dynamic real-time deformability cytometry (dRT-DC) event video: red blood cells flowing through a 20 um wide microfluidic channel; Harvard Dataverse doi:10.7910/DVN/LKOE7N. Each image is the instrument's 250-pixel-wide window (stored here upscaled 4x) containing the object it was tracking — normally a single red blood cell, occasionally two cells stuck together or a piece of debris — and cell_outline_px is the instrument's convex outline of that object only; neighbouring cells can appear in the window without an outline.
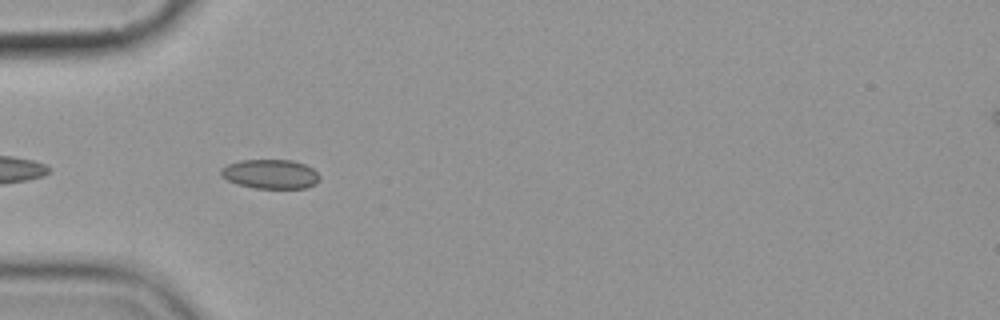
{"species": "common noctule bat (a hibernating species)", "species_latin": "Nyctalus noctula", "temperature_condition": "cold", "stored_images_in_passage": 3, "camera_frame_rate_fps": 3000, "um_per_image_px": 0.085, "animal": {"sex": "female", "body_mass_g": 19.9}, "frame": {"image": 1, "passage_image": 2, "time_ms": 1.333, "image_size_px": [1000, 320], "cell_outline_px": [[320, 180], [316, 184], [308, 188], [256, 188], [236, 184], [220, 176], [220, 168], [228, 164], [240, 160], [292, 160], [304, 164], [312, 168], [320, 176]], "centroid_in_image_um": [22.98, 14.8], "position_along_channel_um": 62.0, "area_um2": 16.99}}
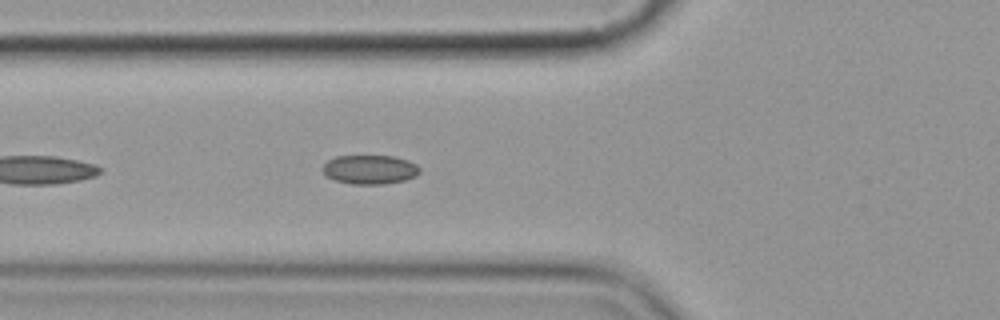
{"frame": {"image": 2, "passage_image": 3, "time_ms": 2.333, "image_size_px": [1000, 320], "cell_outline_px": [[420, 172], [416, 176], [404, 180], [384, 184], [352, 184], [336, 180], [324, 176], [324, 164], [328, 160], [336, 156], [392, 156], [408, 160], [416, 164], [420, 168]], "centroid_in_image_um": [31.45, 14.41], "position_along_channel_um": 94.4, "area_um2": 16.42}}